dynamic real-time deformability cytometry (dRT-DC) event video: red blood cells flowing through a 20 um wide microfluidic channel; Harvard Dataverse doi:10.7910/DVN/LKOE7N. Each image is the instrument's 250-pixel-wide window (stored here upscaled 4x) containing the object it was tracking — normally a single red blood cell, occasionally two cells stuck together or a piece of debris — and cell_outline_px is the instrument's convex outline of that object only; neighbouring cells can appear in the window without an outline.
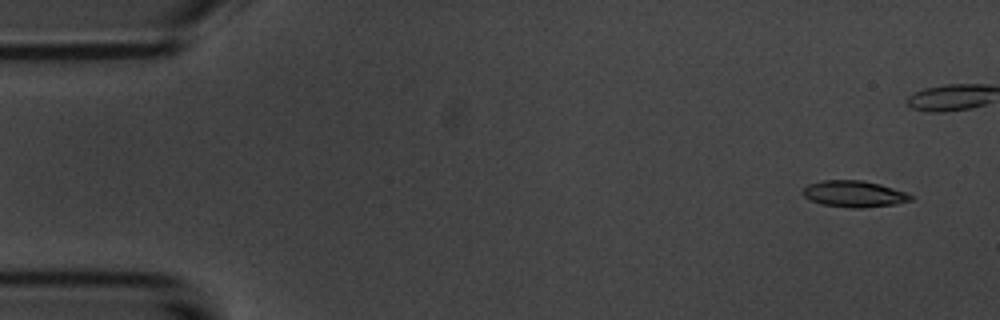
{"species": "common noctule bat (a hibernating species)", "species_latin": "Nyctalus noctula", "temperature_condition": "room temperature", "stored_images_in_passage": 6, "camera_frame_rate_fps": 3000, "um_per_image_px": 0.085, "animal": {"sex": "male", "body_mass_g": 20.1, "forearm_length_mm": 53.5}, "frame": {"image": 1, "passage_image": 1, "time_ms": 0.0, "image_size_px": [1000, 320], "cell_outline_px": [[912, 200], [896, 204], [864, 208], [852, 208], [820, 204], [804, 196], [800, 192], [808, 184], [820, 180], [860, 180], [880, 184], [904, 192], [912, 196]], "centroid_in_image_um": [72.56, 16.48], "position_along_channel_um": 12.4, "area_um2": 16.59}}